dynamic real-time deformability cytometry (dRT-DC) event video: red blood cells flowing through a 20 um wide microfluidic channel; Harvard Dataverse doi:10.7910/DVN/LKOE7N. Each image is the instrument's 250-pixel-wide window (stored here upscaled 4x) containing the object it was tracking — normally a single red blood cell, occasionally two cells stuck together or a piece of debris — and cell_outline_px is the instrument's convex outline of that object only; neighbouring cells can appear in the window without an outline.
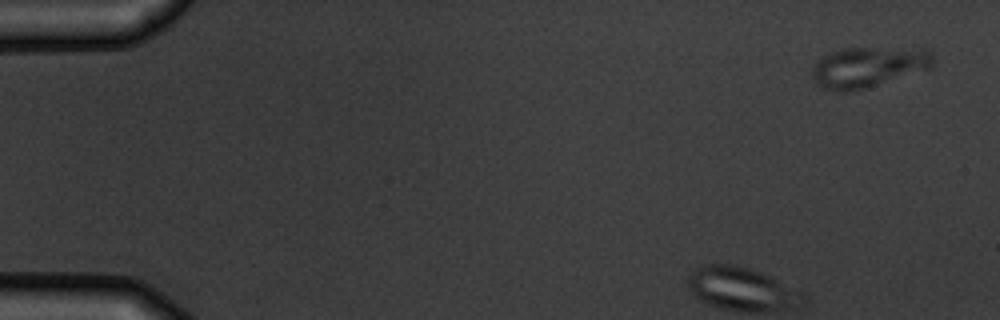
{"species": "common noctule bat (a hibernating species)", "species_latin": "Nyctalus noctula", "temperature_condition": "warm", "stored_images_in_passage": 5, "camera_frame_rate_fps": 3000, "um_per_image_px": 0.085, "animal": {"sex": "male", "body_mass_g": 19.5, "forearm_length_mm": 54.6}, "frame": {"image": 1, "passage_image": 1, "time_ms": 0.0, "image_size_px": [1000, 320], "cell_outline_px": [[932, 68], [864, 88], [848, 92], [840, 92], [820, 88], [812, 80], [812, 64], [824, 56], [832, 52], [844, 48], [928, 48], [932, 52]], "centroid_in_image_um": [73.77, 5.69], "position_along_channel_um": 11.2, "area_um2": 28.67}}